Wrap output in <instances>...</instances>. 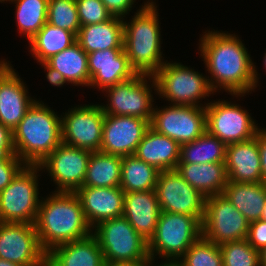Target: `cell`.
<instances>
[{
  "mask_svg": "<svg viewBox=\"0 0 266 266\" xmlns=\"http://www.w3.org/2000/svg\"><path fill=\"white\" fill-rule=\"evenodd\" d=\"M123 40V18L117 16L103 23L81 26L77 35V42L87 54L97 50L124 49Z\"/></svg>",
  "mask_w": 266,
  "mask_h": 266,
  "instance_id": "d4e9b609",
  "label": "cell"
},
{
  "mask_svg": "<svg viewBox=\"0 0 266 266\" xmlns=\"http://www.w3.org/2000/svg\"><path fill=\"white\" fill-rule=\"evenodd\" d=\"M260 219L263 220V221H266V201H265V204H264V207H263L262 216H261Z\"/></svg>",
  "mask_w": 266,
  "mask_h": 266,
  "instance_id": "7dc6e473",
  "label": "cell"
},
{
  "mask_svg": "<svg viewBox=\"0 0 266 266\" xmlns=\"http://www.w3.org/2000/svg\"><path fill=\"white\" fill-rule=\"evenodd\" d=\"M134 155L160 172L175 170L180 160V145L149 127Z\"/></svg>",
  "mask_w": 266,
  "mask_h": 266,
  "instance_id": "cb8c5ba5",
  "label": "cell"
},
{
  "mask_svg": "<svg viewBox=\"0 0 266 266\" xmlns=\"http://www.w3.org/2000/svg\"><path fill=\"white\" fill-rule=\"evenodd\" d=\"M38 171L39 166L26 165L0 191V222L35 224L40 204Z\"/></svg>",
  "mask_w": 266,
  "mask_h": 266,
  "instance_id": "ba28073f",
  "label": "cell"
},
{
  "mask_svg": "<svg viewBox=\"0 0 266 266\" xmlns=\"http://www.w3.org/2000/svg\"><path fill=\"white\" fill-rule=\"evenodd\" d=\"M122 157L101 151L91 152L82 187H116L121 182Z\"/></svg>",
  "mask_w": 266,
  "mask_h": 266,
  "instance_id": "f1b7e54d",
  "label": "cell"
},
{
  "mask_svg": "<svg viewBox=\"0 0 266 266\" xmlns=\"http://www.w3.org/2000/svg\"><path fill=\"white\" fill-rule=\"evenodd\" d=\"M0 266H22V265L0 259Z\"/></svg>",
  "mask_w": 266,
  "mask_h": 266,
  "instance_id": "bcb514c9",
  "label": "cell"
},
{
  "mask_svg": "<svg viewBox=\"0 0 266 266\" xmlns=\"http://www.w3.org/2000/svg\"><path fill=\"white\" fill-rule=\"evenodd\" d=\"M77 41V36L69 31L46 23L29 41L30 51L37 62H46L52 56L70 47Z\"/></svg>",
  "mask_w": 266,
  "mask_h": 266,
  "instance_id": "f546056e",
  "label": "cell"
},
{
  "mask_svg": "<svg viewBox=\"0 0 266 266\" xmlns=\"http://www.w3.org/2000/svg\"><path fill=\"white\" fill-rule=\"evenodd\" d=\"M35 228L46 253L55 246L82 239L93 232L79 197L70 192H52L47 198L42 197Z\"/></svg>",
  "mask_w": 266,
  "mask_h": 266,
  "instance_id": "7a4b0ae2",
  "label": "cell"
},
{
  "mask_svg": "<svg viewBox=\"0 0 266 266\" xmlns=\"http://www.w3.org/2000/svg\"><path fill=\"white\" fill-rule=\"evenodd\" d=\"M77 106L61 115L62 143L91 152L100 151L105 117L101 106Z\"/></svg>",
  "mask_w": 266,
  "mask_h": 266,
  "instance_id": "4fadbf2b",
  "label": "cell"
},
{
  "mask_svg": "<svg viewBox=\"0 0 266 266\" xmlns=\"http://www.w3.org/2000/svg\"><path fill=\"white\" fill-rule=\"evenodd\" d=\"M0 155H16L13 143V131L0 123Z\"/></svg>",
  "mask_w": 266,
  "mask_h": 266,
  "instance_id": "60d3db41",
  "label": "cell"
},
{
  "mask_svg": "<svg viewBox=\"0 0 266 266\" xmlns=\"http://www.w3.org/2000/svg\"><path fill=\"white\" fill-rule=\"evenodd\" d=\"M46 266H106L96 236L87 237L53 247L46 256Z\"/></svg>",
  "mask_w": 266,
  "mask_h": 266,
  "instance_id": "603a6c76",
  "label": "cell"
},
{
  "mask_svg": "<svg viewBox=\"0 0 266 266\" xmlns=\"http://www.w3.org/2000/svg\"><path fill=\"white\" fill-rule=\"evenodd\" d=\"M15 71L9 61L0 60V123L12 131L36 101Z\"/></svg>",
  "mask_w": 266,
  "mask_h": 266,
  "instance_id": "ac0fdd59",
  "label": "cell"
},
{
  "mask_svg": "<svg viewBox=\"0 0 266 266\" xmlns=\"http://www.w3.org/2000/svg\"><path fill=\"white\" fill-rule=\"evenodd\" d=\"M226 144L206 131L192 142L180 145L178 164L225 163Z\"/></svg>",
  "mask_w": 266,
  "mask_h": 266,
  "instance_id": "4dcf8cb0",
  "label": "cell"
},
{
  "mask_svg": "<svg viewBox=\"0 0 266 266\" xmlns=\"http://www.w3.org/2000/svg\"><path fill=\"white\" fill-rule=\"evenodd\" d=\"M44 67V71L47 72L46 78L52 84V86L62 87L66 82L64 76L57 70L50 67L46 62L40 63Z\"/></svg>",
  "mask_w": 266,
  "mask_h": 266,
  "instance_id": "7bdbcfd3",
  "label": "cell"
},
{
  "mask_svg": "<svg viewBox=\"0 0 266 266\" xmlns=\"http://www.w3.org/2000/svg\"><path fill=\"white\" fill-rule=\"evenodd\" d=\"M153 263H155V262L150 261V262H149L147 265H145V266H154ZM156 266H179V265H178L177 263L163 262V263H161L160 265L158 264V265H156Z\"/></svg>",
  "mask_w": 266,
  "mask_h": 266,
  "instance_id": "f6af8a7d",
  "label": "cell"
},
{
  "mask_svg": "<svg viewBox=\"0 0 266 266\" xmlns=\"http://www.w3.org/2000/svg\"><path fill=\"white\" fill-rule=\"evenodd\" d=\"M87 56L91 88L105 89L137 75L124 49L97 50Z\"/></svg>",
  "mask_w": 266,
  "mask_h": 266,
  "instance_id": "d6986e66",
  "label": "cell"
},
{
  "mask_svg": "<svg viewBox=\"0 0 266 266\" xmlns=\"http://www.w3.org/2000/svg\"><path fill=\"white\" fill-rule=\"evenodd\" d=\"M176 170L205 198L222 194L228 183L225 163L178 164Z\"/></svg>",
  "mask_w": 266,
  "mask_h": 266,
  "instance_id": "484cf974",
  "label": "cell"
},
{
  "mask_svg": "<svg viewBox=\"0 0 266 266\" xmlns=\"http://www.w3.org/2000/svg\"><path fill=\"white\" fill-rule=\"evenodd\" d=\"M91 151L61 143L40 165L57 185L54 192L75 193L83 186Z\"/></svg>",
  "mask_w": 266,
  "mask_h": 266,
  "instance_id": "2e32d148",
  "label": "cell"
},
{
  "mask_svg": "<svg viewBox=\"0 0 266 266\" xmlns=\"http://www.w3.org/2000/svg\"><path fill=\"white\" fill-rule=\"evenodd\" d=\"M154 108L150 127L179 145L192 142L207 131L205 107L170 105Z\"/></svg>",
  "mask_w": 266,
  "mask_h": 266,
  "instance_id": "8fae6325",
  "label": "cell"
},
{
  "mask_svg": "<svg viewBox=\"0 0 266 266\" xmlns=\"http://www.w3.org/2000/svg\"><path fill=\"white\" fill-rule=\"evenodd\" d=\"M149 127L150 122L139 117L105 114L100 151L120 157L134 155Z\"/></svg>",
  "mask_w": 266,
  "mask_h": 266,
  "instance_id": "e0dca14e",
  "label": "cell"
},
{
  "mask_svg": "<svg viewBox=\"0 0 266 266\" xmlns=\"http://www.w3.org/2000/svg\"><path fill=\"white\" fill-rule=\"evenodd\" d=\"M76 5L81 26L103 23L113 17L101 0H76Z\"/></svg>",
  "mask_w": 266,
  "mask_h": 266,
  "instance_id": "8d00e7d4",
  "label": "cell"
},
{
  "mask_svg": "<svg viewBox=\"0 0 266 266\" xmlns=\"http://www.w3.org/2000/svg\"><path fill=\"white\" fill-rule=\"evenodd\" d=\"M202 222L194 216L161 211L154 235L148 241L151 261L155 256L176 263L202 236ZM155 255V256H154Z\"/></svg>",
  "mask_w": 266,
  "mask_h": 266,
  "instance_id": "8992f818",
  "label": "cell"
},
{
  "mask_svg": "<svg viewBox=\"0 0 266 266\" xmlns=\"http://www.w3.org/2000/svg\"><path fill=\"white\" fill-rule=\"evenodd\" d=\"M204 33L199 49L206 71L211 74L208 78L211 89L214 92L224 89L236 98L254 91L259 82L258 71L241 39L228 32Z\"/></svg>",
  "mask_w": 266,
  "mask_h": 266,
  "instance_id": "6da1fadb",
  "label": "cell"
},
{
  "mask_svg": "<svg viewBox=\"0 0 266 266\" xmlns=\"http://www.w3.org/2000/svg\"><path fill=\"white\" fill-rule=\"evenodd\" d=\"M160 214L155 190L124 194L123 216L146 241L154 235Z\"/></svg>",
  "mask_w": 266,
  "mask_h": 266,
  "instance_id": "7402d4cb",
  "label": "cell"
},
{
  "mask_svg": "<svg viewBox=\"0 0 266 266\" xmlns=\"http://www.w3.org/2000/svg\"><path fill=\"white\" fill-rule=\"evenodd\" d=\"M112 16L125 18L136 0H101Z\"/></svg>",
  "mask_w": 266,
  "mask_h": 266,
  "instance_id": "ab89813d",
  "label": "cell"
},
{
  "mask_svg": "<svg viewBox=\"0 0 266 266\" xmlns=\"http://www.w3.org/2000/svg\"><path fill=\"white\" fill-rule=\"evenodd\" d=\"M79 197L88 225L94 229L100 222L123 216L125 192L116 187H81Z\"/></svg>",
  "mask_w": 266,
  "mask_h": 266,
  "instance_id": "ffe728a7",
  "label": "cell"
},
{
  "mask_svg": "<svg viewBox=\"0 0 266 266\" xmlns=\"http://www.w3.org/2000/svg\"><path fill=\"white\" fill-rule=\"evenodd\" d=\"M225 167L228 181L263 182L258 139L228 144Z\"/></svg>",
  "mask_w": 266,
  "mask_h": 266,
  "instance_id": "44dd1931",
  "label": "cell"
},
{
  "mask_svg": "<svg viewBox=\"0 0 266 266\" xmlns=\"http://www.w3.org/2000/svg\"><path fill=\"white\" fill-rule=\"evenodd\" d=\"M207 131L226 145L248 141L256 136L255 120L239 104L226 100L206 103Z\"/></svg>",
  "mask_w": 266,
  "mask_h": 266,
  "instance_id": "7c38bea8",
  "label": "cell"
},
{
  "mask_svg": "<svg viewBox=\"0 0 266 266\" xmlns=\"http://www.w3.org/2000/svg\"><path fill=\"white\" fill-rule=\"evenodd\" d=\"M46 63L61 73L68 84L89 86L88 56L77 41L49 58Z\"/></svg>",
  "mask_w": 266,
  "mask_h": 266,
  "instance_id": "83f0119b",
  "label": "cell"
},
{
  "mask_svg": "<svg viewBox=\"0 0 266 266\" xmlns=\"http://www.w3.org/2000/svg\"><path fill=\"white\" fill-rule=\"evenodd\" d=\"M264 60H263V65L265 66V69H266V53H265V55H264V58H263Z\"/></svg>",
  "mask_w": 266,
  "mask_h": 266,
  "instance_id": "c3c4849f",
  "label": "cell"
},
{
  "mask_svg": "<svg viewBox=\"0 0 266 266\" xmlns=\"http://www.w3.org/2000/svg\"><path fill=\"white\" fill-rule=\"evenodd\" d=\"M47 23L78 35L81 27L76 0H49Z\"/></svg>",
  "mask_w": 266,
  "mask_h": 266,
  "instance_id": "e575fe53",
  "label": "cell"
},
{
  "mask_svg": "<svg viewBox=\"0 0 266 266\" xmlns=\"http://www.w3.org/2000/svg\"><path fill=\"white\" fill-rule=\"evenodd\" d=\"M260 266H266V247L259 251Z\"/></svg>",
  "mask_w": 266,
  "mask_h": 266,
  "instance_id": "ee69618b",
  "label": "cell"
},
{
  "mask_svg": "<svg viewBox=\"0 0 266 266\" xmlns=\"http://www.w3.org/2000/svg\"><path fill=\"white\" fill-rule=\"evenodd\" d=\"M223 266H260L259 251L244 240L219 245Z\"/></svg>",
  "mask_w": 266,
  "mask_h": 266,
  "instance_id": "d590c367",
  "label": "cell"
},
{
  "mask_svg": "<svg viewBox=\"0 0 266 266\" xmlns=\"http://www.w3.org/2000/svg\"><path fill=\"white\" fill-rule=\"evenodd\" d=\"M246 240L258 251L266 247V221L259 219L250 222Z\"/></svg>",
  "mask_w": 266,
  "mask_h": 266,
  "instance_id": "f35d334b",
  "label": "cell"
},
{
  "mask_svg": "<svg viewBox=\"0 0 266 266\" xmlns=\"http://www.w3.org/2000/svg\"><path fill=\"white\" fill-rule=\"evenodd\" d=\"M153 77L157 87L156 94L171 101L169 105L206 107L205 104H199L200 99L214 93L208 81L210 76H203V73L178 62L166 61Z\"/></svg>",
  "mask_w": 266,
  "mask_h": 266,
  "instance_id": "52a82bcc",
  "label": "cell"
},
{
  "mask_svg": "<svg viewBox=\"0 0 266 266\" xmlns=\"http://www.w3.org/2000/svg\"><path fill=\"white\" fill-rule=\"evenodd\" d=\"M35 224L0 222V259L22 266H46Z\"/></svg>",
  "mask_w": 266,
  "mask_h": 266,
  "instance_id": "5bb4252c",
  "label": "cell"
},
{
  "mask_svg": "<svg viewBox=\"0 0 266 266\" xmlns=\"http://www.w3.org/2000/svg\"><path fill=\"white\" fill-rule=\"evenodd\" d=\"M176 263L179 266H223L219 245L202 236L195 241Z\"/></svg>",
  "mask_w": 266,
  "mask_h": 266,
  "instance_id": "836d02e7",
  "label": "cell"
},
{
  "mask_svg": "<svg viewBox=\"0 0 266 266\" xmlns=\"http://www.w3.org/2000/svg\"><path fill=\"white\" fill-rule=\"evenodd\" d=\"M92 232L99 241L106 265L140 266L151 259L146 241L124 216L100 222Z\"/></svg>",
  "mask_w": 266,
  "mask_h": 266,
  "instance_id": "5b68a950",
  "label": "cell"
},
{
  "mask_svg": "<svg viewBox=\"0 0 266 266\" xmlns=\"http://www.w3.org/2000/svg\"><path fill=\"white\" fill-rule=\"evenodd\" d=\"M159 170L135 155L122 157L120 188L126 192L154 190Z\"/></svg>",
  "mask_w": 266,
  "mask_h": 266,
  "instance_id": "1f68e13d",
  "label": "cell"
},
{
  "mask_svg": "<svg viewBox=\"0 0 266 266\" xmlns=\"http://www.w3.org/2000/svg\"><path fill=\"white\" fill-rule=\"evenodd\" d=\"M155 193L163 212L204 218L205 197L194 189L177 170L159 172Z\"/></svg>",
  "mask_w": 266,
  "mask_h": 266,
  "instance_id": "9a60e30c",
  "label": "cell"
},
{
  "mask_svg": "<svg viewBox=\"0 0 266 266\" xmlns=\"http://www.w3.org/2000/svg\"><path fill=\"white\" fill-rule=\"evenodd\" d=\"M222 195L250 222L259 220L266 201V183L228 181Z\"/></svg>",
  "mask_w": 266,
  "mask_h": 266,
  "instance_id": "4316f807",
  "label": "cell"
},
{
  "mask_svg": "<svg viewBox=\"0 0 266 266\" xmlns=\"http://www.w3.org/2000/svg\"><path fill=\"white\" fill-rule=\"evenodd\" d=\"M158 14L156 3L148 0L130 22L123 18V47L137 74L154 75L166 62L161 52Z\"/></svg>",
  "mask_w": 266,
  "mask_h": 266,
  "instance_id": "277c9868",
  "label": "cell"
},
{
  "mask_svg": "<svg viewBox=\"0 0 266 266\" xmlns=\"http://www.w3.org/2000/svg\"><path fill=\"white\" fill-rule=\"evenodd\" d=\"M147 78L150 84L152 82L151 85ZM152 88L157 90L153 75L137 74L127 81L101 90L107 92L109 98L108 104L100 105L101 109L104 114L135 116L151 122L155 107Z\"/></svg>",
  "mask_w": 266,
  "mask_h": 266,
  "instance_id": "9c48e42d",
  "label": "cell"
},
{
  "mask_svg": "<svg viewBox=\"0 0 266 266\" xmlns=\"http://www.w3.org/2000/svg\"><path fill=\"white\" fill-rule=\"evenodd\" d=\"M16 5L15 17L19 33L30 41L47 23L49 0H8Z\"/></svg>",
  "mask_w": 266,
  "mask_h": 266,
  "instance_id": "d6a6232c",
  "label": "cell"
},
{
  "mask_svg": "<svg viewBox=\"0 0 266 266\" xmlns=\"http://www.w3.org/2000/svg\"><path fill=\"white\" fill-rule=\"evenodd\" d=\"M255 137L258 139L259 153L261 159L262 181L266 183V128H259Z\"/></svg>",
  "mask_w": 266,
  "mask_h": 266,
  "instance_id": "b9f144b4",
  "label": "cell"
},
{
  "mask_svg": "<svg viewBox=\"0 0 266 266\" xmlns=\"http://www.w3.org/2000/svg\"><path fill=\"white\" fill-rule=\"evenodd\" d=\"M25 166L17 155H0V191L4 190Z\"/></svg>",
  "mask_w": 266,
  "mask_h": 266,
  "instance_id": "74e56055",
  "label": "cell"
},
{
  "mask_svg": "<svg viewBox=\"0 0 266 266\" xmlns=\"http://www.w3.org/2000/svg\"><path fill=\"white\" fill-rule=\"evenodd\" d=\"M202 237L217 245L244 240L249 221L222 194L205 198Z\"/></svg>",
  "mask_w": 266,
  "mask_h": 266,
  "instance_id": "30bf717a",
  "label": "cell"
},
{
  "mask_svg": "<svg viewBox=\"0 0 266 266\" xmlns=\"http://www.w3.org/2000/svg\"><path fill=\"white\" fill-rule=\"evenodd\" d=\"M59 116L36 100L13 130L15 153L26 165H40L62 143Z\"/></svg>",
  "mask_w": 266,
  "mask_h": 266,
  "instance_id": "3957f363",
  "label": "cell"
}]
</instances>
